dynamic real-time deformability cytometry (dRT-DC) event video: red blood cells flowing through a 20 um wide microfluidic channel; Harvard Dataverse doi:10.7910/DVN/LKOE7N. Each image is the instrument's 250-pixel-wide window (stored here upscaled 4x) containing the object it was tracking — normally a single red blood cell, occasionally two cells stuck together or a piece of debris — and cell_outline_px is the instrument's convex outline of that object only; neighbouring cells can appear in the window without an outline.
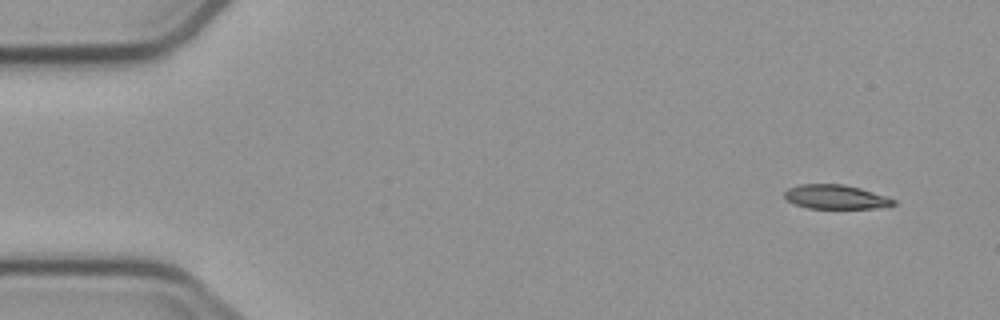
{"species": "common noctule bat (a hibernating species)", "species_latin": "Nyctalus noctula", "temperature_condition": "cold", "stored_images_in_passage": 5, "camera_frame_rate_fps": 3000, "um_per_image_px": 0.085, "animal": {"sex": "male", "body_mass_g": 23.1, "forearm_length_mm": 52.7}, "frame": {"image": 1, "passage_image": 5, "time_ms": 7.0, "image_size_px": [1000, 320], "cell_outline_px": [[896, 204], [888, 208], [808, 208], [796, 204], [788, 200], [784, 196], [784, 192], [788, 188], [800, 184], [844, 184], [860, 188], [896, 200]], "centroid_in_image_um": [71.06, 16.74], "position_along_channel_um": 13.9, "area_um2": 15.32}}